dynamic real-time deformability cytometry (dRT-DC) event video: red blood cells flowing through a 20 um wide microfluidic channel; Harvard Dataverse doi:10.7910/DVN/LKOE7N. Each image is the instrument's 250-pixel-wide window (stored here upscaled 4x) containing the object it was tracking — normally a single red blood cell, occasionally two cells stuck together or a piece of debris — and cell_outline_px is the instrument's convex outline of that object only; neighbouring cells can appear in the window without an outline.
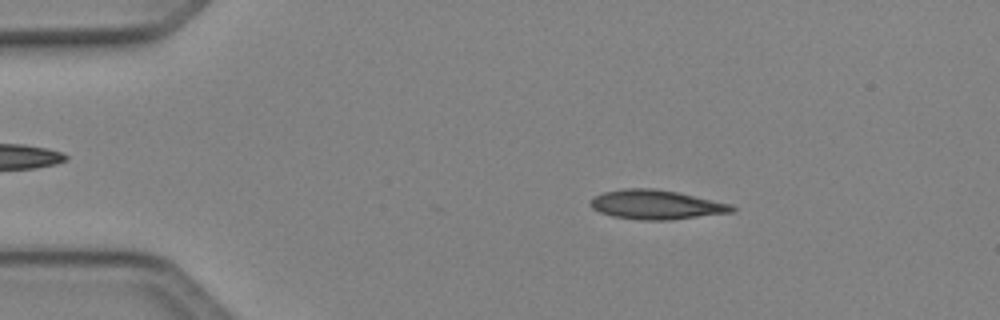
{"species": "Egyptian fruit bat (a non-hibernating species)", "species_latin": "Rousettus aegyptiacus", "temperature_condition": "cold", "stored_images_in_passage": 48, "camera_frame_rate_fps": 3000, "um_per_image_px": 0.085, "animal": {"sex": "female"}, "frame": {"image": 1, "passage_image": 8, "time_ms": 2.333, "image_size_px": [1000, 320], "cell_outline_px": [[736, 212], [672, 220], [640, 220], [612, 216], [600, 212], [592, 208], [588, 204], [592, 196], [604, 192], [624, 188], [652, 188], [676, 192], [732, 204], [736, 208]], "centroid_in_image_um": [55.77, 17.4], "position_along_channel_um": 29.2, "area_um2": 24.39}}
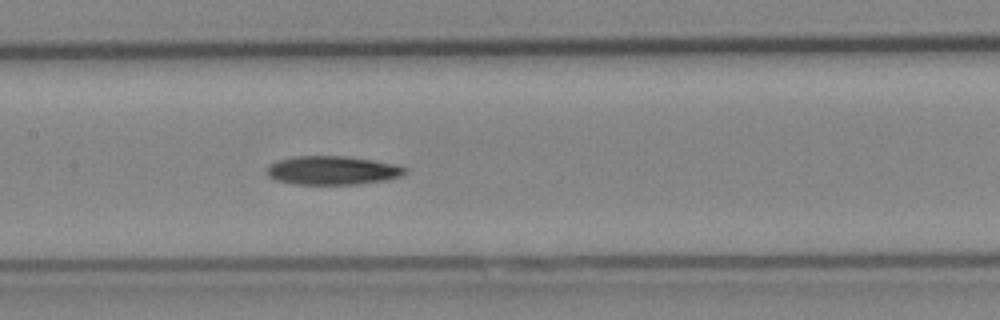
{"frame": {"image": 2, "passage_image": 23, "time_ms": 7.333, "image_size_px": [1000, 320], "cell_outline_px": [[408, 172], [400, 176], [384, 180], [360, 184], [296, 184], [276, 180], [268, 176], [268, 168], [272, 164], [280, 160], [296, 156], [344, 156], [372, 160], [396, 164], [408, 168]], "centroid_in_image_um": [28.31, 14.48], "position_along_channel_um": 179.1, "area_um2": 22.89}}
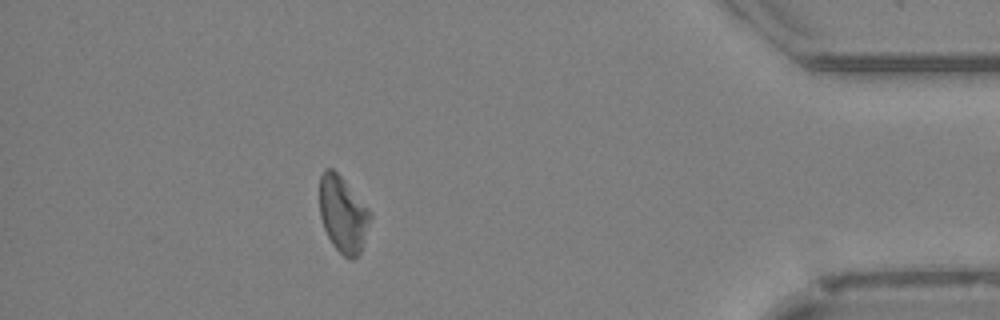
{"frame": {"image": 3, "passage_image": 43, "time_ms": 14.0, "image_size_px": [1000, 320], "cell_outline_px": [[372, 216], [360, 252], [352, 260], [348, 260], [332, 244], [324, 228], [320, 216], [320, 176], [324, 168], [332, 168], [340, 176], [372, 212]], "centroid_in_image_um": [29.15, 18.22], "position_along_channel_um": 406.0, "area_um2": 22.31}, "authors_computed_cell_mechanics": {"area_um2": 22.9466, "velocity_mm_per_s": 4.1071, "shape_relaxation_time_tau1_ms": 6.4686, "shape_relaxation_time_tau2_ms": null, "deformation_change_tau1": 0.1164, "deformation_change_tau2": null}}